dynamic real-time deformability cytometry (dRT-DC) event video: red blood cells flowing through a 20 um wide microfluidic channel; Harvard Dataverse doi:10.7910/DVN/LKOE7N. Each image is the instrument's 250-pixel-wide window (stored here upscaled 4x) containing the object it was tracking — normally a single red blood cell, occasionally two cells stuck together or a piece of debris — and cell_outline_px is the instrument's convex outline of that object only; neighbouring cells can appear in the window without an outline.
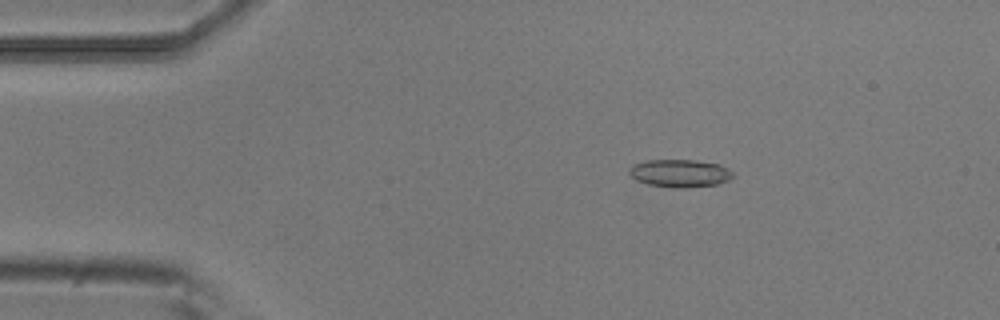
{"species": "common noctule bat (a hibernating species)", "species_latin": "Nyctalus noctula", "temperature_condition": "room temperature", "stored_images_in_passage": 5, "camera_frame_rate_fps": 3000, "um_per_image_px": 0.085, "animal": {"sex": "male", "body_mass_g": 20.5, "forearm_length_mm": 52.5}, "frame": {"image": 1, "passage_image": 2, "time_ms": 0.333, "image_size_px": [1000, 320], "cell_outline_px": [[732, 176], [728, 180], [716, 184], [684, 188], [672, 188], [648, 184], [636, 180], [628, 172], [628, 168], [636, 164], [648, 160], [696, 160], [720, 164], [732, 172]], "centroid_in_image_um": [57.77, 14.73], "position_along_channel_um": 27.2, "area_um2": 16.65}}
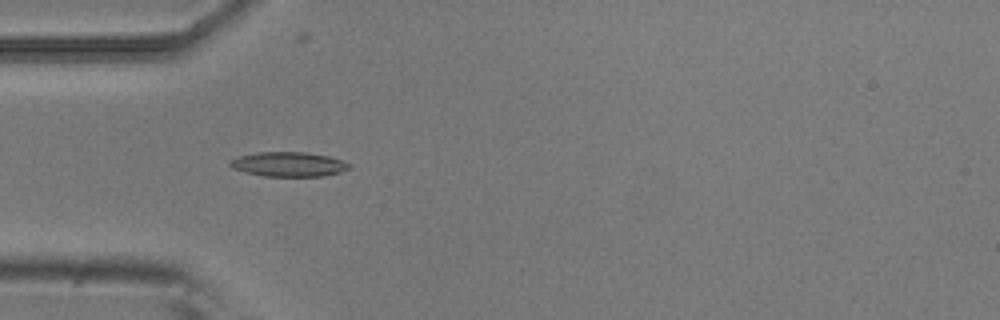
{"frame": {"image": 2, "passage_image": 4, "time_ms": 1.0, "image_size_px": [1000, 320], "cell_outline_px": [[352, 164], [348, 168], [340, 172], [324, 176], [264, 176], [232, 168], [228, 164], [228, 160], [236, 156], [256, 152], [308, 152], [328, 156]], "centroid_in_image_um": [24.49, 13.95], "position_along_channel_um": 60.5, "area_um2": 17.11}}
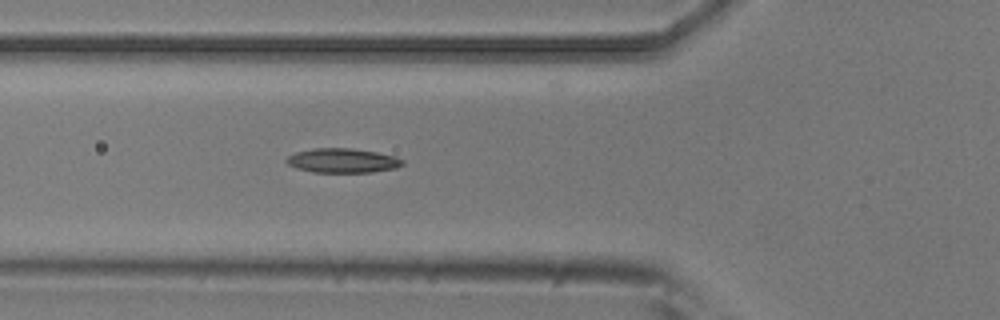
{"frame": {"image": 3, "passage_image": 5, "time_ms": 1.333, "image_size_px": [1000, 320], "cell_outline_px": [[404, 164], [396, 168], [372, 172], [312, 172], [296, 168], [288, 164], [284, 160], [288, 156], [296, 152], [312, 148], [352, 148], [376, 152], [396, 156], [404, 160]], "centroid_in_image_um": [29.12, 13.64], "position_along_channel_um": 96.7, "area_um2": 16.59}}